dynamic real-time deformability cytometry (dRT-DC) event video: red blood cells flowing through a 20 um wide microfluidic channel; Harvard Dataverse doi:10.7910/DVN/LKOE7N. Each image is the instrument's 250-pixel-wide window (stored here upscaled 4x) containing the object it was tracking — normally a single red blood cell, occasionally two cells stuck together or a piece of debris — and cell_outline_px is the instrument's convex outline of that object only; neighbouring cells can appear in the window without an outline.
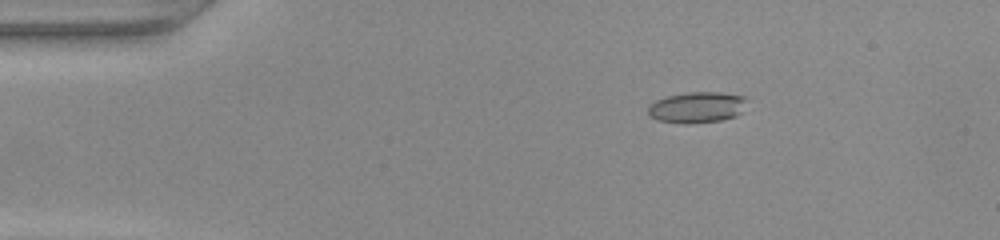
{"species": "common noctule bat (a hibernating species)", "species_latin": "Nyctalus noctula", "temperature_condition": "warm", "stored_images_in_passage": 15, "camera_frame_rate_fps": 3000, "um_per_image_px": 0.085, "animal": {"sex": "female", "body_mass_g": 22.0, "forearm_length_mm": 56.7}, "frame": {"image": 1, "passage_image": 7, "time_ms": 2.0, "image_size_px": [1000, 240], "cell_outline_px": [[744, 100], [740, 112], [736, 116], [720, 120], [688, 124], [684, 124], [656, 120], [648, 112], [648, 104], [664, 96], [688, 92], [720, 92], [744, 96]], "centroid_in_image_um": [59.16, 9.12], "position_along_channel_um": 25.8, "area_um2": 17.74}}
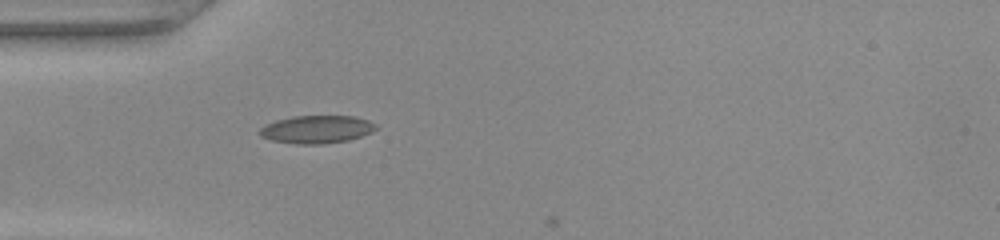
{"frame": {"image": 2, "passage_image": 14, "time_ms": 4.333, "image_size_px": [1000, 240], "cell_outline_px": [[376, 128], [372, 132], [348, 140], [320, 144], [296, 144], [272, 140], [260, 136], [260, 128], [276, 120], [292, 116], [352, 116], [368, 120], [376, 124]], "centroid_in_image_um": [26.92, 10.99], "position_along_channel_um": 58.1, "area_um2": 18.67}}